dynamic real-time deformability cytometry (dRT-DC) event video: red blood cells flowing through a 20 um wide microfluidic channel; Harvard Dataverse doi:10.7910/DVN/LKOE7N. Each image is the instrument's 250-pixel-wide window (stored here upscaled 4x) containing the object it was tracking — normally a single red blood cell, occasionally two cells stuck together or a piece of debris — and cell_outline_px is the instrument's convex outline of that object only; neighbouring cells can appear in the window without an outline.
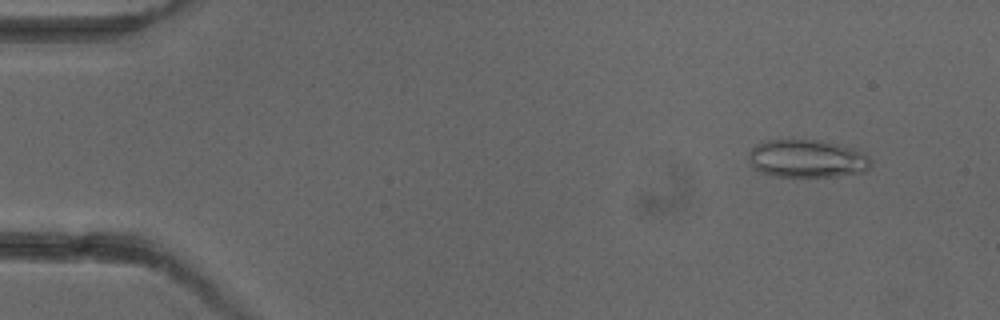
{"species": "common noctule bat (a hibernating species)", "species_latin": "Nyctalus noctula", "temperature_condition": "cold", "stored_images_in_passage": 5, "camera_frame_rate_fps": 3000, "um_per_image_px": 0.085, "animal": {"sex": "female"}, "frame": {"image": 1, "passage_image": 2, "time_ms": 1.0, "image_size_px": [1000, 320], "cell_outline_px": [[872, 164], [864, 172], [836, 176], [772, 176], [760, 172], [752, 168], [748, 156], [748, 152], [756, 144], [764, 140], [792, 136], [820, 140], [856, 148], [868, 156], [872, 160]], "centroid_in_image_um": [68.56, 13.43], "position_along_channel_um": 16.4, "area_um2": 28.09}}